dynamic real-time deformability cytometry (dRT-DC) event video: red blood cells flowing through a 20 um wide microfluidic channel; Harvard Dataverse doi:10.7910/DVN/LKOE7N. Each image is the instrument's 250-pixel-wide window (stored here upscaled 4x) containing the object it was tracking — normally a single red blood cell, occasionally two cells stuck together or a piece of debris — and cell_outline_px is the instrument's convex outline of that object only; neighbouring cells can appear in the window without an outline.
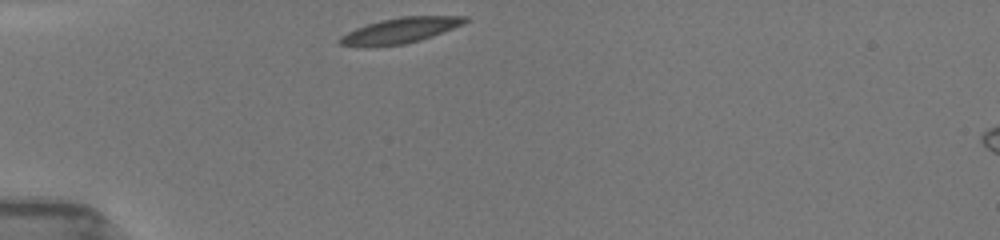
{"species": "common noctule bat (a hibernating species)", "species_latin": "Nyctalus noctula", "temperature_condition": "room temperature", "stored_images_in_passage": 34, "camera_frame_rate_fps": 3000, "um_per_image_px": 0.085, "animal": {"sex": "female", "body_mass_g": 19.5, "forearm_length_mm": 54.1}, "frame": {"image": 1, "passage_image": 1, "time_ms": 0.0, "image_size_px": [1000, 240], "cell_outline_px": [[468, 20], [464, 24], [432, 36], [420, 40], [404, 44], [368, 48], [364, 48], [340, 44], [336, 40], [340, 36], [356, 28], [368, 24], [384, 20], [404, 16], [468, 16]], "centroid_in_image_um": [33.98, 2.62], "position_along_channel_um": 51.0, "area_um2": 18.67}}
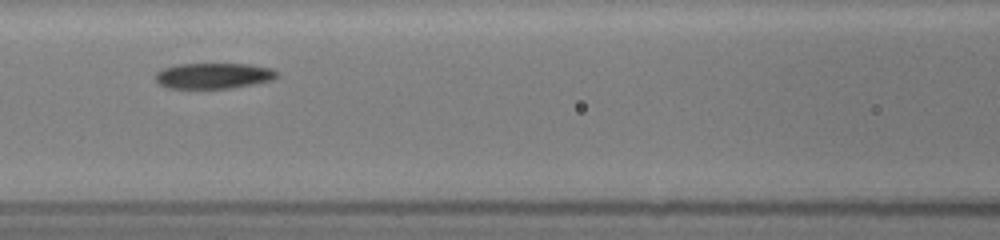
{"frame": {"image": 2, "passage_image": 25, "time_ms": 3.0, "image_size_px": [1000, 240], "cell_outline_px": [[280, 76], [272, 80], [252, 84], [228, 88], [168, 88], [160, 84], [156, 80], [156, 72], [164, 68], [180, 64], [248, 64], [272, 68]], "centroid_in_image_um": [18.17, 6.43], "position_along_channel_um": 148.4, "area_um2": 18.03}}
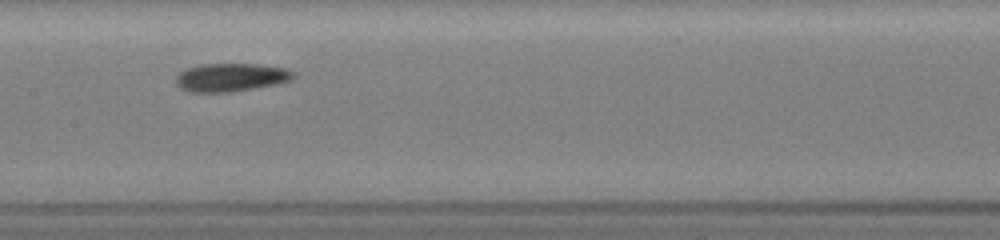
{"frame": {"image": 3, "passage_image": 33, "time_ms": 4.0, "image_size_px": [1000, 240], "cell_outline_px": [[296, 76], [292, 80], [276, 84], [232, 92], [188, 92], [180, 88], [176, 84], [176, 76], [180, 72], [188, 68], [200, 64], [260, 64], [288, 68], [296, 72]], "centroid_in_image_um": [19.67, 6.57], "position_along_channel_um": 187.7, "area_um2": 19.59}}